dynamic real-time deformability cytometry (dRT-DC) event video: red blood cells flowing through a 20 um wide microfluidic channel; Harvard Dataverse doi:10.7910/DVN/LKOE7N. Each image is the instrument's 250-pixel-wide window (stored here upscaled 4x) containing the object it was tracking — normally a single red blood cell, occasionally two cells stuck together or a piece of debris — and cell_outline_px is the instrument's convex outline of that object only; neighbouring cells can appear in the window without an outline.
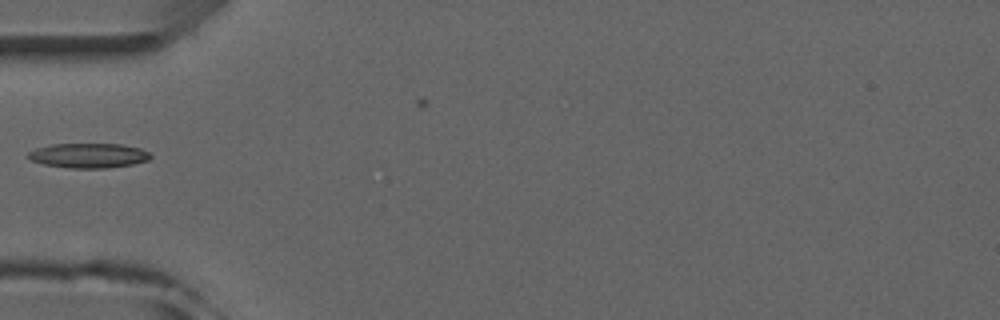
{"species": "common noctule bat (a hibernating species)", "species_latin": "Nyctalus noctula", "temperature_condition": "room temperature", "stored_images_in_passage": 4, "camera_frame_rate_fps": 3000, "um_per_image_px": 0.085, "animal": {"sex": "male", "forearm_length_mm": 52.5}, "frame": {"image": 1, "passage_image": 4, "time_ms": 4.333, "image_size_px": [1000, 320], "cell_outline_px": [[152, 156], [148, 160], [132, 164], [108, 168], [68, 168], [44, 164], [32, 160], [28, 156], [28, 152], [36, 148], [52, 144], [120, 144], [140, 148], [148, 152]], "centroid_in_image_um": [7.53, 13.22], "position_along_channel_um": 77.5, "area_um2": 17.51}}